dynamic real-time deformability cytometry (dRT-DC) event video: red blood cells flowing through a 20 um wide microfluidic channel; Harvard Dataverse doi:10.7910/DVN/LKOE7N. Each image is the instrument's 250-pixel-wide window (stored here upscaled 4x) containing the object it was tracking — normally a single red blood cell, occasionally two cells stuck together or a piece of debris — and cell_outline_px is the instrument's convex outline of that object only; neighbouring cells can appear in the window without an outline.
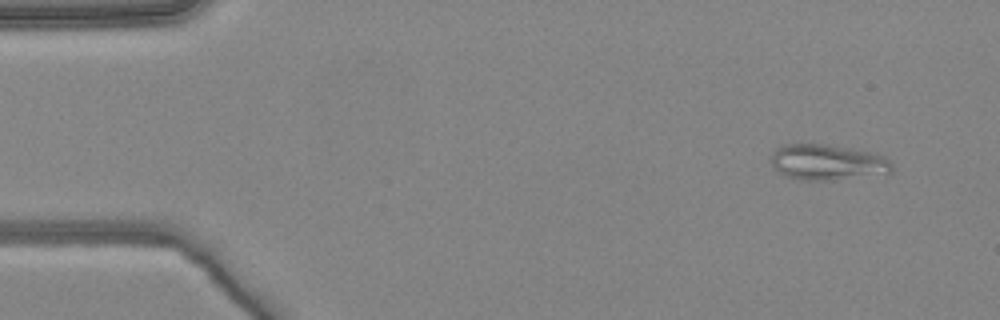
{"species": "common noctule bat (a hibernating species)", "species_latin": "Nyctalus noctula", "temperature_condition": "warm", "stored_images_in_passage": 4, "camera_frame_rate_fps": 3000, "um_per_image_px": 0.085, "animal": {"sex": "female", "body_mass_g": 24.6, "forearm_length_mm": 56.2}, "frame": {"image": 1, "passage_image": 1, "time_ms": 0.0, "image_size_px": [1000, 320], "cell_outline_px": [[892, 172], [832, 180], [800, 180], [784, 176], [772, 168], [772, 156], [776, 148], [784, 144], [828, 144], [852, 148], [872, 152], [884, 156], [892, 164]], "centroid_in_image_um": [70.3, 13.78], "position_along_channel_um": 14.7, "area_um2": 25.2}}